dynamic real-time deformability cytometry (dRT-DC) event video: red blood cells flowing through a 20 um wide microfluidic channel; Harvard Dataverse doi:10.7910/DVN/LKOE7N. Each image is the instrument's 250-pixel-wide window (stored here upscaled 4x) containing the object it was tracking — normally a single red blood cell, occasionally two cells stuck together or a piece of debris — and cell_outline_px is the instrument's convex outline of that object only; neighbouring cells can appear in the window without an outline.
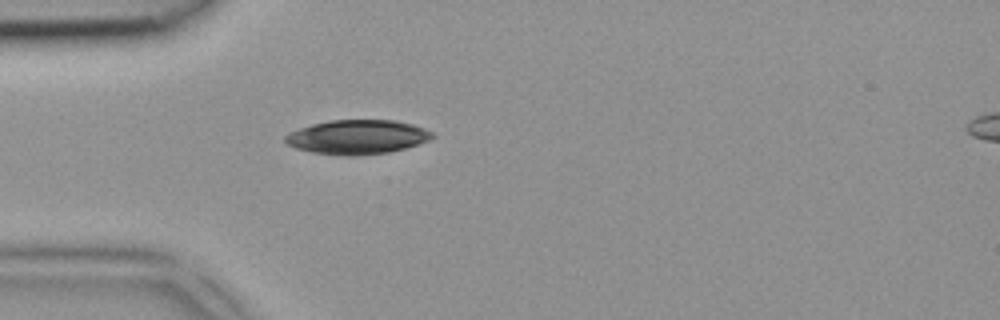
{"species": "common noctule bat (a hibernating species)", "species_latin": "Nyctalus noctula", "temperature_condition": "room temperature", "stored_images_in_passage": 4, "segment_of_instrument_passage": [1, 2], "camera_frame_rate_fps": 3000, "um_per_image_px": 0.085, "animal": {"sex": "female", "body_mass_g": 18.4}, "frame": {"image": 1, "passage_image": 3, "time_ms": 0.667, "image_size_px": [1000, 320], "cell_outline_px": [[436, 136], [428, 140], [404, 148], [388, 152], [356, 156], [344, 156], [312, 152], [296, 148], [288, 144], [284, 140], [284, 136], [288, 132], [312, 124], [328, 120], [396, 120], [412, 124], [424, 128], [432, 132]], "centroid_in_image_um": [30.35, 11.64], "position_along_channel_um": 54.7, "area_um2": 29.36}}